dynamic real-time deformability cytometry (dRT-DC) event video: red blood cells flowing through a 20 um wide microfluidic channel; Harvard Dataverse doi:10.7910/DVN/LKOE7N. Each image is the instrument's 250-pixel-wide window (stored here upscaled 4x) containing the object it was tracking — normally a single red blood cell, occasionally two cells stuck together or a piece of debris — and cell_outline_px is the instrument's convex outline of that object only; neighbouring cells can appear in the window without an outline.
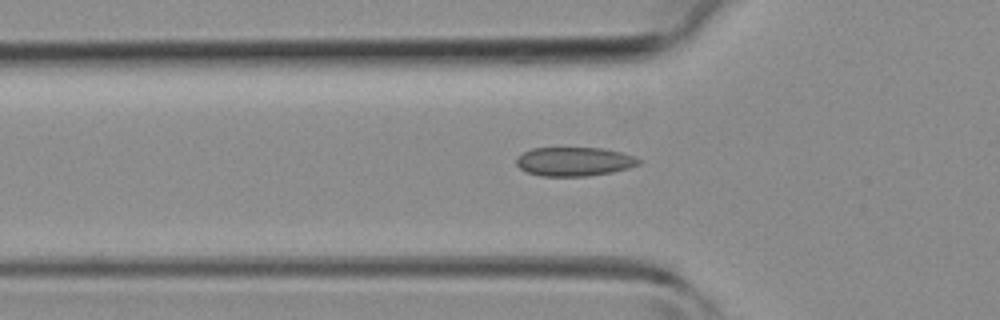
{"species": "common noctule bat (a hibernating species)", "species_latin": "Nyctalus noctula", "temperature_condition": "room temperature", "stored_images_in_passage": 36, "camera_frame_rate_fps": 3000, "um_per_image_px": 0.085, "animal": {"sex": "female", "body_mass_g": 19.3, "forearm_length_mm": 54.1}, "frame": {"image": 1, "passage_image": 14, "time_ms": 4.333, "image_size_px": [1000, 320], "cell_outline_px": [[640, 164], [628, 168], [612, 172], [588, 176], [540, 176], [524, 172], [516, 164], [516, 156], [532, 148], [604, 148], [636, 156], [640, 160]], "centroid_in_image_um": [48.79, 13.73], "position_along_channel_um": 77.0, "area_um2": 20.81}}
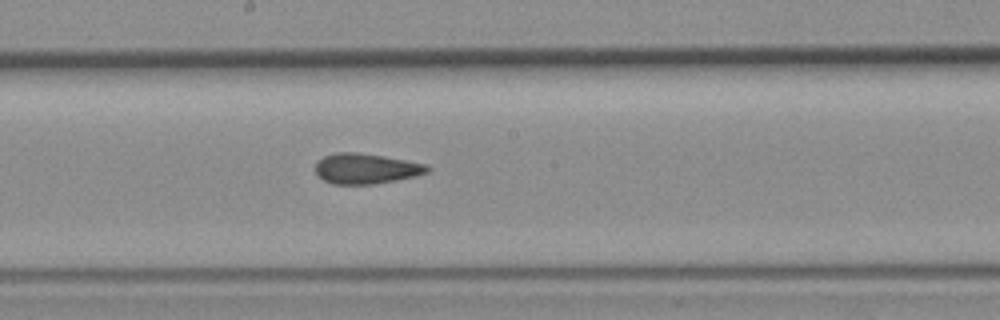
{"frame": {"image": 2, "passage_image": 23, "time_ms": 7.333, "image_size_px": [1000, 320], "cell_outline_px": [[432, 168], [428, 172], [416, 176], [396, 180], [372, 184], [332, 184], [324, 180], [316, 172], [316, 164], [324, 156], [336, 152], [356, 152], [384, 156], [428, 164]], "centroid_in_image_um": [31.15, 14.33], "position_along_channel_um": 217.0, "area_um2": 19.77}}
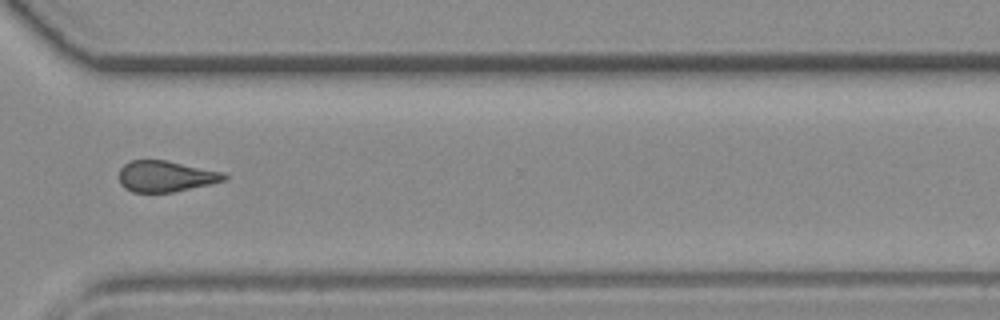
{"frame": {"image": 3, "passage_image": 32, "time_ms": 10.333, "image_size_px": [1000, 320], "cell_outline_px": [[228, 180], [172, 192], [132, 192], [124, 188], [120, 184], [120, 168], [124, 164], [132, 160], [168, 160], [224, 172], [228, 176]], "centroid_in_image_um": [14.11, 14.98], "position_along_channel_um": 356.5, "area_um2": 19.13}}